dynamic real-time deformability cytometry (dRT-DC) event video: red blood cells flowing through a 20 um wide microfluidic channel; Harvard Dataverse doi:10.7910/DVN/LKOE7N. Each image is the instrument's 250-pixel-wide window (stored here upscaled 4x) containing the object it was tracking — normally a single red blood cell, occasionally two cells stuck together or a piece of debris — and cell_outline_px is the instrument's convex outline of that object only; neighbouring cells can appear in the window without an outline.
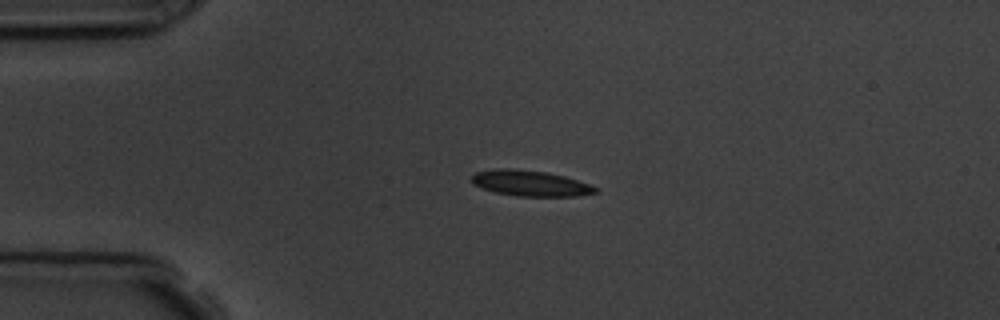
{"species": "common noctule bat (a hibernating species)", "species_latin": "Nyctalus noctula", "temperature_condition": "room temperature", "stored_images_in_passage": 4, "camera_frame_rate_fps": 3000, "um_per_image_px": 0.085, "animal": {"sex": "male", "body_mass_g": 19.5, "forearm_length_mm": 54.6}, "frame": {"image": 1, "passage_image": 3, "time_ms": 2.667, "image_size_px": [1000, 320], "cell_outline_px": [[600, 192], [580, 196], [516, 196], [496, 192], [472, 184], [468, 180], [476, 172], [496, 168], [508, 168], [544, 172], [564, 176], [600, 188]], "centroid_in_image_um": [45.08, 15.58], "position_along_channel_um": 39.9, "area_um2": 18.55}}